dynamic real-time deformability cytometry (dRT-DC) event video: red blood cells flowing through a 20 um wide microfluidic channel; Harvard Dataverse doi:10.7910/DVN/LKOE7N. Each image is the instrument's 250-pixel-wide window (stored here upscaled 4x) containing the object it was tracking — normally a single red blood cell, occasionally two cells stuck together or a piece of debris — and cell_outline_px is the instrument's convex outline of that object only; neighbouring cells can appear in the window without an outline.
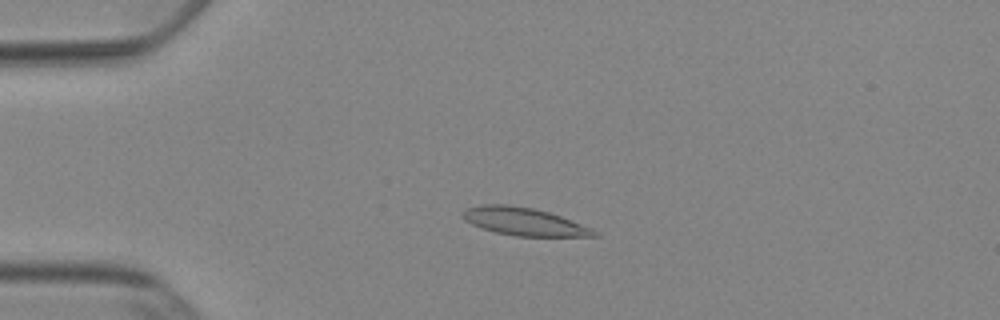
{"species": "Egyptian fruit bat (a non-hibernating species)", "species_latin": "Rousettus aegyptiacus", "temperature_condition": "cold", "stored_images_in_passage": 53, "camera_frame_rate_fps": 3000, "um_per_image_px": 0.085, "animal": {"sex": "female"}, "frame": {"image": 1, "passage_image": 13, "time_ms": 4.0, "image_size_px": [1000, 320], "cell_outline_px": [[600, 236], [516, 236], [496, 232], [472, 224], [464, 220], [460, 216], [460, 212], [468, 208], [484, 204], [508, 204], [532, 208], [548, 212], [560, 216], [592, 228], [600, 232]], "centroid_in_image_um": [44.54, 18.83], "position_along_channel_um": 40.5, "area_um2": 21.21}}
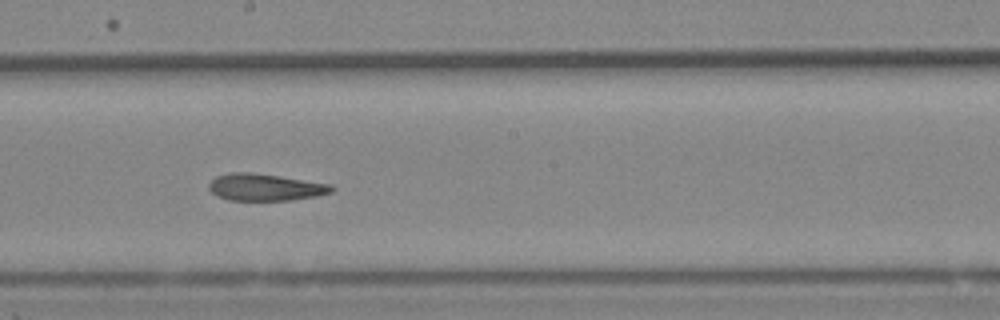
{"frame": {"image": 2, "passage_image": 30, "time_ms": 9.667, "image_size_px": [1000, 320], "cell_outline_px": [[336, 188], [332, 192], [316, 196], [288, 200], [228, 200], [216, 196], [208, 188], [208, 184], [216, 176], [228, 172], [252, 172], [280, 176], [332, 184]], "centroid_in_image_um": [22.53, 15.91], "position_along_channel_um": 225.7, "area_um2": 19.42}}
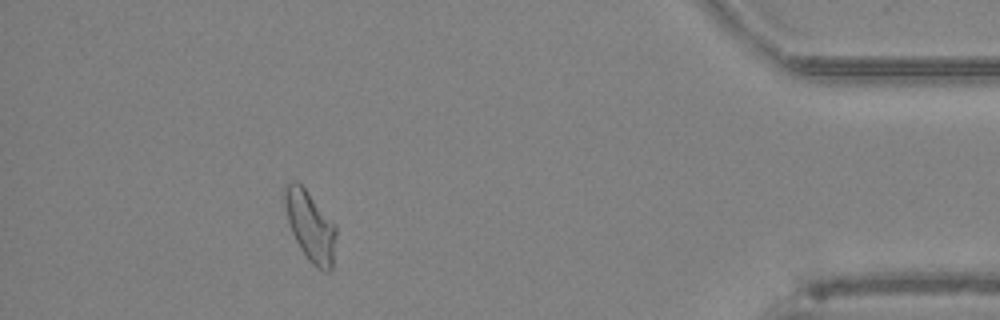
{"frame": {"image": 3, "passage_image": 48, "time_ms": 15.667, "image_size_px": [1000, 320], "cell_outline_px": [[336, 232], [332, 268], [328, 272], [324, 272], [316, 268], [308, 260], [300, 248], [292, 232], [288, 220], [284, 204], [284, 184], [292, 180], [296, 180], [304, 188], [336, 224]], "centroid_in_image_um": [26.37, 19.22], "position_along_channel_um": 408.8, "area_um2": 20.98}, "authors_computed_cell_mechanics": {"area_um2": 20.8658, "velocity_mm_per_s": 3.8542, "shape_relaxation_time_tau1_ms": null, "shape_relaxation_time_tau2_ms": 4.3591, "deformation_change_tau1": null, "deformation_change_tau2": 0.1034}}